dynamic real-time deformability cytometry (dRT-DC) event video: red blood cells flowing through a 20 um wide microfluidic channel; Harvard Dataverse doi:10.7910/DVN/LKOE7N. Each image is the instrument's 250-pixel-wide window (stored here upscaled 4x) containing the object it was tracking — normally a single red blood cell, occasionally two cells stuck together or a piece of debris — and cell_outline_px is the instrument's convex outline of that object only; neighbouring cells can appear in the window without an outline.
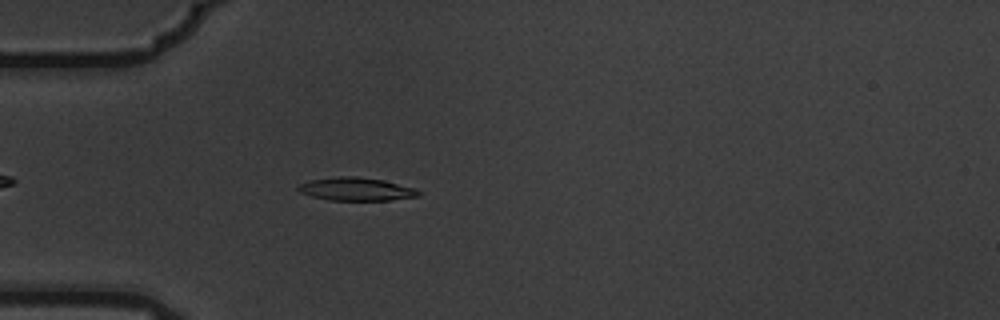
{"species": "common noctule bat (a hibernating species)", "species_latin": "Nyctalus noctula", "temperature_condition": "warm", "stored_images_in_passage": 5, "camera_frame_rate_fps": 3000, "um_per_image_px": 0.085, "animal": {"sex": "male", "body_mass_g": 19.5, "forearm_length_mm": 54.6}, "frame": {"image": 1, "passage_image": 5, "time_ms": 1.333, "image_size_px": [1000, 320], "cell_outline_px": [[420, 196], [392, 200], [328, 200], [312, 196], [300, 192], [296, 188], [300, 184], [312, 180], [340, 176], [356, 176], [384, 180], [412, 188], [420, 192]], "centroid_in_image_um": [30.27, 16.08], "position_along_channel_um": 54.7, "area_um2": 16.01}}